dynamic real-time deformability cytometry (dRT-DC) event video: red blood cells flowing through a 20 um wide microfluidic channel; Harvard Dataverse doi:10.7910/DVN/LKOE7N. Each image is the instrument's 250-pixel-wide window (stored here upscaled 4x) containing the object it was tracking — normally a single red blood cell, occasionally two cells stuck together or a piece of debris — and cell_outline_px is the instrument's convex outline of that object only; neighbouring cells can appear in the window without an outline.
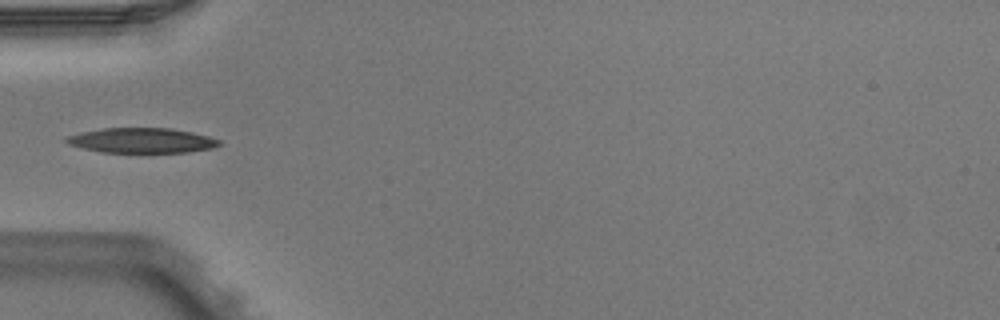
{"species": "Egyptian fruit bat (a non-hibernating species)", "species_latin": "Rousettus aegyptiacus", "temperature_condition": "warm", "stored_images_in_passage": 4, "camera_frame_rate_fps": 3000, "um_per_image_px": 0.085, "animal": {"sex": "male"}, "frame": {"image": 1, "passage_image": 4, "time_ms": 1.0, "image_size_px": [1000, 320], "cell_outline_px": [[224, 144], [212, 148], [188, 152], [104, 152], [84, 148], [68, 144], [64, 140], [64, 136], [80, 132], [104, 128], [172, 128], [192, 132], [208, 136], [220, 140]], "centroid_in_image_um": [12.06, 11.93], "position_along_channel_um": 72.9, "area_um2": 22.31}}